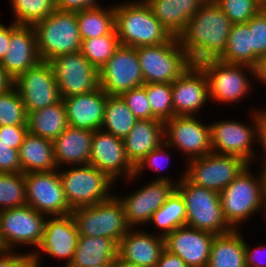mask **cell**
<instances>
[{
    "mask_svg": "<svg viewBox=\"0 0 266 267\" xmlns=\"http://www.w3.org/2000/svg\"><path fill=\"white\" fill-rule=\"evenodd\" d=\"M232 25L215 0H206L178 37L190 63L219 59L226 50Z\"/></svg>",
    "mask_w": 266,
    "mask_h": 267,
    "instance_id": "1",
    "label": "cell"
},
{
    "mask_svg": "<svg viewBox=\"0 0 266 267\" xmlns=\"http://www.w3.org/2000/svg\"><path fill=\"white\" fill-rule=\"evenodd\" d=\"M114 11L115 30L123 46L137 48L158 45L173 38L144 0L117 4Z\"/></svg>",
    "mask_w": 266,
    "mask_h": 267,
    "instance_id": "2",
    "label": "cell"
},
{
    "mask_svg": "<svg viewBox=\"0 0 266 267\" xmlns=\"http://www.w3.org/2000/svg\"><path fill=\"white\" fill-rule=\"evenodd\" d=\"M249 166L219 193L223 216L233 230L263 209L266 202V168L260 167L254 177Z\"/></svg>",
    "mask_w": 266,
    "mask_h": 267,
    "instance_id": "3",
    "label": "cell"
},
{
    "mask_svg": "<svg viewBox=\"0 0 266 267\" xmlns=\"http://www.w3.org/2000/svg\"><path fill=\"white\" fill-rule=\"evenodd\" d=\"M41 61L50 62L57 56L76 53L81 49L79 24L75 12L55 10L34 25Z\"/></svg>",
    "mask_w": 266,
    "mask_h": 267,
    "instance_id": "4",
    "label": "cell"
},
{
    "mask_svg": "<svg viewBox=\"0 0 266 267\" xmlns=\"http://www.w3.org/2000/svg\"><path fill=\"white\" fill-rule=\"evenodd\" d=\"M176 189L185 201L186 226L214 235L227 234L233 230L223 216L218 192L197 186L185 176Z\"/></svg>",
    "mask_w": 266,
    "mask_h": 267,
    "instance_id": "5",
    "label": "cell"
},
{
    "mask_svg": "<svg viewBox=\"0 0 266 267\" xmlns=\"http://www.w3.org/2000/svg\"><path fill=\"white\" fill-rule=\"evenodd\" d=\"M144 84L173 83L192 64L178 37L170 41L136 48Z\"/></svg>",
    "mask_w": 266,
    "mask_h": 267,
    "instance_id": "6",
    "label": "cell"
},
{
    "mask_svg": "<svg viewBox=\"0 0 266 267\" xmlns=\"http://www.w3.org/2000/svg\"><path fill=\"white\" fill-rule=\"evenodd\" d=\"M71 216L79 235L105 237L113 240L117 245L130 229L122 204L115 194L95 205L72 209Z\"/></svg>",
    "mask_w": 266,
    "mask_h": 267,
    "instance_id": "7",
    "label": "cell"
},
{
    "mask_svg": "<svg viewBox=\"0 0 266 267\" xmlns=\"http://www.w3.org/2000/svg\"><path fill=\"white\" fill-rule=\"evenodd\" d=\"M65 199L71 209L108 200L114 181L91 164L59 171Z\"/></svg>",
    "mask_w": 266,
    "mask_h": 267,
    "instance_id": "8",
    "label": "cell"
},
{
    "mask_svg": "<svg viewBox=\"0 0 266 267\" xmlns=\"http://www.w3.org/2000/svg\"><path fill=\"white\" fill-rule=\"evenodd\" d=\"M208 80L209 99L221 103H235L245 98L251 84L246 70L255 76L254 67L249 65L230 64L219 59L206 60L198 64ZM244 68V69H243ZM245 71V72H244Z\"/></svg>",
    "mask_w": 266,
    "mask_h": 267,
    "instance_id": "9",
    "label": "cell"
},
{
    "mask_svg": "<svg viewBox=\"0 0 266 267\" xmlns=\"http://www.w3.org/2000/svg\"><path fill=\"white\" fill-rule=\"evenodd\" d=\"M185 177L193 184L220 193L249 164L243 158L211 152L188 160Z\"/></svg>",
    "mask_w": 266,
    "mask_h": 267,
    "instance_id": "10",
    "label": "cell"
},
{
    "mask_svg": "<svg viewBox=\"0 0 266 267\" xmlns=\"http://www.w3.org/2000/svg\"><path fill=\"white\" fill-rule=\"evenodd\" d=\"M183 173L177 182L167 176L155 178L151 183L139 190L122 197L115 195L122 204L127 225L135 229L137 225L149 223L153 213L158 210L176 189V185L183 179Z\"/></svg>",
    "mask_w": 266,
    "mask_h": 267,
    "instance_id": "11",
    "label": "cell"
},
{
    "mask_svg": "<svg viewBox=\"0 0 266 267\" xmlns=\"http://www.w3.org/2000/svg\"><path fill=\"white\" fill-rule=\"evenodd\" d=\"M253 126L240 121L223 120L210 124L211 147L214 153L234 155L243 158L249 164L253 163L257 154L252 149L257 141V130L260 110L252 114Z\"/></svg>",
    "mask_w": 266,
    "mask_h": 267,
    "instance_id": "12",
    "label": "cell"
},
{
    "mask_svg": "<svg viewBox=\"0 0 266 267\" xmlns=\"http://www.w3.org/2000/svg\"><path fill=\"white\" fill-rule=\"evenodd\" d=\"M61 99L99 88V70L81 52L57 56L50 61Z\"/></svg>",
    "mask_w": 266,
    "mask_h": 267,
    "instance_id": "13",
    "label": "cell"
},
{
    "mask_svg": "<svg viewBox=\"0 0 266 267\" xmlns=\"http://www.w3.org/2000/svg\"><path fill=\"white\" fill-rule=\"evenodd\" d=\"M143 84L139 58L133 47L120 45L99 70V85L108 96H120Z\"/></svg>",
    "mask_w": 266,
    "mask_h": 267,
    "instance_id": "14",
    "label": "cell"
},
{
    "mask_svg": "<svg viewBox=\"0 0 266 267\" xmlns=\"http://www.w3.org/2000/svg\"><path fill=\"white\" fill-rule=\"evenodd\" d=\"M28 113L54 105L61 100L53 67L50 62L40 61L14 80L13 85Z\"/></svg>",
    "mask_w": 266,
    "mask_h": 267,
    "instance_id": "15",
    "label": "cell"
},
{
    "mask_svg": "<svg viewBox=\"0 0 266 267\" xmlns=\"http://www.w3.org/2000/svg\"><path fill=\"white\" fill-rule=\"evenodd\" d=\"M27 205L46 217L70 215L69 207L59 175V168L47 172L24 174Z\"/></svg>",
    "mask_w": 266,
    "mask_h": 267,
    "instance_id": "16",
    "label": "cell"
},
{
    "mask_svg": "<svg viewBox=\"0 0 266 267\" xmlns=\"http://www.w3.org/2000/svg\"><path fill=\"white\" fill-rule=\"evenodd\" d=\"M44 216L28 205L0 211V231L8 249L15 251L19 244L38 247L45 229Z\"/></svg>",
    "mask_w": 266,
    "mask_h": 267,
    "instance_id": "17",
    "label": "cell"
},
{
    "mask_svg": "<svg viewBox=\"0 0 266 267\" xmlns=\"http://www.w3.org/2000/svg\"><path fill=\"white\" fill-rule=\"evenodd\" d=\"M165 142L189 157V160L213 152L210 124L204 125L195 116H174L164 122Z\"/></svg>",
    "mask_w": 266,
    "mask_h": 267,
    "instance_id": "18",
    "label": "cell"
},
{
    "mask_svg": "<svg viewBox=\"0 0 266 267\" xmlns=\"http://www.w3.org/2000/svg\"><path fill=\"white\" fill-rule=\"evenodd\" d=\"M89 164L105 173L114 182L122 175L128 181L134 179V166L126 156L123 139L102 129L94 131Z\"/></svg>",
    "mask_w": 266,
    "mask_h": 267,
    "instance_id": "19",
    "label": "cell"
},
{
    "mask_svg": "<svg viewBox=\"0 0 266 267\" xmlns=\"http://www.w3.org/2000/svg\"><path fill=\"white\" fill-rule=\"evenodd\" d=\"M175 116H195L209 100L208 80L198 65H191L172 84Z\"/></svg>",
    "mask_w": 266,
    "mask_h": 267,
    "instance_id": "20",
    "label": "cell"
},
{
    "mask_svg": "<svg viewBox=\"0 0 266 267\" xmlns=\"http://www.w3.org/2000/svg\"><path fill=\"white\" fill-rule=\"evenodd\" d=\"M215 236L189 226L178 227L164 237L165 249L189 267H207Z\"/></svg>",
    "mask_w": 266,
    "mask_h": 267,
    "instance_id": "21",
    "label": "cell"
},
{
    "mask_svg": "<svg viewBox=\"0 0 266 267\" xmlns=\"http://www.w3.org/2000/svg\"><path fill=\"white\" fill-rule=\"evenodd\" d=\"M41 61L37 49V36L33 25L11 23L10 44L1 65L15 80Z\"/></svg>",
    "mask_w": 266,
    "mask_h": 267,
    "instance_id": "22",
    "label": "cell"
},
{
    "mask_svg": "<svg viewBox=\"0 0 266 267\" xmlns=\"http://www.w3.org/2000/svg\"><path fill=\"white\" fill-rule=\"evenodd\" d=\"M164 249L165 239L159 233L130 228L118 243L117 256L141 267H156Z\"/></svg>",
    "mask_w": 266,
    "mask_h": 267,
    "instance_id": "23",
    "label": "cell"
},
{
    "mask_svg": "<svg viewBox=\"0 0 266 267\" xmlns=\"http://www.w3.org/2000/svg\"><path fill=\"white\" fill-rule=\"evenodd\" d=\"M107 97L99 87L90 93L63 98L68 126L90 131L101 129Z\"/></svg>",
    "mask_w": 266,
    "mask_h": 267,
    "instance_id": "24",
    "label": "cell"
},
{
    "mask_svg": "<svg viewBox=\"0 0 266 267\" xmlns=\"http://www.w3.org/2000/svg\"><path fill=\"white\" fill-rule=\"evenodd\" d=\"M47 218L40 245L41 251L51 257L66 259L68 267L74 258L79 237L76 224L70 215Z\"/></svg>",
    "mask_w": 266,
    "mask_h": 267,
    "instance_id": "25",
    "label": "cell"
},
{
    "mask_svg": "<svg viewBox=\"0 0 266 267\" xmlns=\"http://www.w3.org/2000/svg\"><path fill=\"white\" fill-rule=\"evenodd\" d=\"M94 131L68 126L54 141L56 166L89 164Z\"/></svg>",
    "mask_w": 266,
    "mask_h": 267,
    "instance_id": "26",
    "label": "cell"
},
{
    "mask_svg": "<svg viewBox=\"0 0 266 267\" xmlns=\"http://www.w3.org/2000/svg\"><path fill=\"white\" fill-rule=\"evenodd\" d=\"M123 142L126 156L135 167L150 151L165 142L164 122L158 119L138 120Z\"/></svg>",
    "mask_w": 266,
    "mask_h": 267,
    "instance_id": "27",
    "label": "cell"
},
{
    "mask_svg": "<svg viewBox=\"0 0 266 267\" xmlns=\"http://www.w3.org/2000/svg\"><path fill=\"white\" fill-rule=\"evenodd\" d=\"M152 13L173 37H179L189 19L206 0H144Z\"/></svg>",
    "mask_w": 266,
    "mask_h": 267,
    "instance_id": "28",
    "label": "cell"
},
{
    "mask_svg": "<svg viewBox=\"0 0 266 267\" xmlns=\"http://www.w3.org/2000/svg\"><path fill=\"white\" fill-rule=\"evenodd\" d=\"M18 152L23 174L58 170L51 140L28 133Z\"/></svg>",
    "mask_w": 266,
    "mask_h": 267,
    "instance_id": "29",
    "label": "cell"
},
{
    "mask_svg": "<svg viewBox=\"0 0 266 267\" xmlns=\"http://www.w3.org/2000/svg\"><path fill=\"white\" fill-rule=\"evenodd\" d=\"M118 245L111 239L79 235L74 258L68 267H93L114 262Z\"/></svg>",
    "mask_w": 266,
    "mask_h": 267,
    "instance_id": "30",
    "label": "cell"
},
{
    "mask_svg": "<svg viewBox=\"0 0 266 267\" xmlns=\"http://www.w3.org/2000/svg\"><path fill=\"white\" fill-rule=\"evenodd\" d=\"M207 267H246L245 241L239 229L215 236Z\"/></svg>",
    "mask_w": 266,
    "mask_h": 267,
    "instance_id": "31",
    "label": "cell"
},
{
    "mask_svg": "<svg viewBox=\"0 0 266 267\" xmlns=\"http://www.w3.org/2000/svg\"><path fill=\"white\" fill-rule=\"evenodd\" d=\"M28 133L54 141L67 127V115L62 99L51 106L28 113Z\"/></svg>",
    "mask_w": 266,
    "mask_h": 267,
    "instance_id": "32",
    "label": "cell"
},
{
    "mask_svg": "<svg viewBox=\"0 0 266 267\" xmlns=\"http://www.w3.org/2000/svg\"><path fill=\"white\" fill-rule=\"evenodd\" d=\"M81 40L112 34L115 31L114 6H101L76 12Z\"/></svg>",
    "mask_w": 266,
    "mask_h": 267,
    "instance_id": "33",
    "label": "cell"
},
{
    "mask_svg": "<svg viewBox=\"0 0 266 267\" xmlns=\"http://www.w3.org/2000/svg\"><path fill=\"white\" fill-rule=\"evenodd\" d=\"M138 119L121 96H108L101 129L124 139Z\"/></svg>",
    "mask_w": 266,
    "mask_h": 267,
    "instance_id": "34",
    "label": "cell"
},
{
    "mask_svg": "<svg viewBox=\"0 0 266 267\" xmlns=\"http://www.w3.org/2000/svg\"><path fill=\"white\" fill-rule=\"evenodd\" d=\"M219 60L230 64L249 65L253 67L251 31L248 23H236L232 25L226 50Z\"/></svg>",
    "mask_w": 266,
    "mask_h": 267,
    "instance_id": "35",
    "label": "cell"
},
{
    "mask_svg": "<svg viewBox=\"0 0 266 267\" xmlns=\"http://www.w3.org/2000/svg\"><path fill=\"white\" fill-rule=\"evenodd\" d=\"M186 206L180 192L175 189L167 201L156 210L149 223L155 224L157 229L162 230L159 234L165 237L176 228L186 226Z\"/></svg>",
    "mask_w": 266,
    "mask_h": 267,
    "instance_id": "36",
    "label": "cell"
},
{
    "mask_svg": "<svg viewBox=\"0 0 266 267\" xmlns=\"http://www.w3.org/2000/svg\"><path fill=\"white\" fill-rule=\"evenodd\" d=\"M120 45L115 30L109 35L82 40L80 52L95 68L100 70Z\"/></svg>",
    "mask_w": 266,
    "mask_h": 267,
    "instance_id": "37",
    "label": "cell"
},
{
    "mask_svg": "<svg viewBox=\"0 0 266 267\" xmlns=\"http://www.w3.org/2000/svg\"><path fill=\"white\" fill-rule=\"evenodd\" d=\"M27 205L24 174L0 173V211Z\"/></svg>",
    "mask_w": 266,
    "mask_h": 267,
    "instance_id": "38",
    "label": "cell"
},
{
    "mask_svg": "<svg viewBox=\"0 0 266 267\" xmlns=\"http://www.w3.org/2000/svg\"><path fill=\"white\" fill-rule=\"evenodd\" d=\"M11 5L18 25H34L56 10V0H11Z\"/></svg>",
    "mask_w": 266,
    "mask_h": 267,
    "instance_id": "39",
    "label": "cell"
},
{
    "mask_svg": "<svg viewBox=\"0 0 266 267\" xmlns=\"http://www.w3.org/2000/svg\"><path fill=\"white\" fill-rule=\"evenodd\" d=\"M145 90L150 102L152 119L165 122L175 116L171 83H147Z\"/></svg>",
    "mask_w": 266,
    "mask_h": 267,
    "instance_id": "40",
    "label": "cell"
},
{
    "mask_svg": "<svg viewBox=\"0 0 266 267\" xmlns=\"http://www.w3.org/2000/svg\"><path fill=\"white\" fill-rule=\"evenodd\" d=\"M27 115L21 96L14 86L0 94V127L27 125Z\"/></svg>",
    "mask_w": 266,
    "mask_h": 267,
    "instance_id": "41",
    "label": "cell"
},
{
    "mask_svg": "<svg viewBox=\"0 0 266 267\" xmlns=\"http://www.w3.org/2000/svg\"><path fill=\"white\" fill-rule=\"evenodd\" d=\"M233 24L247 23L262 8L258 0H215Z\"/></svg>",
    "mask_w": 266,
    "mask_h": 267,
    "instance_id": "42",
    "label": "cell"
},
{
    "mask_svg": "<svg viewBox=\"0 0 266 267\" xmlns=\"http://www.w3.org/2000/svg\"><path fill=\"white\" fill-rule=\"evenodd\" d=\"M251 31V49L253 50V67L266 54V11L262 9L248 22Z\"/></svg>",
    "mask_w": 266,
    "mask_h": 267,
    "instance_id": "43",
    "label": "cell"
},
{
    "mask_svg": "<svg viewBox=\"0 0 266 267\" xmlns=\"http://www.w3.org/2000/svg\"><path fill=\"white\" fill-rule=\"evenodd\" d=\"M120 96L138 120L152 119V112L145 90V84L123 92Z\"/></svg>",
    "mask_w": 266,
    "mask_h": 267,
    "instance_id": "44",
    "label": "cell"
},
{
    "mask_svg": "<svg viewBox=\"0 0 266 267\" xmlns=\"http://www.w3.org/2000/svg\"><path fill=\"white\" fill-rule=\"evenodd\" d=\"M169 145L166 142H163L160 146L150 151L145 157H143L138 164L134 167V175L132 176L135 178L139 176L140 172L144 171L147 167L154 171L163 170V164L168 165L169 162V154L167 153L166 149H168ZM166 148V149H165ZM165 149V150H164ZM168 159V160H167ZM167 160L165 164L164 161ZM166 165V167H167Z\"/></svg>",
    "mask_w": 266,
    "mask_h": 267,
    "instance_id": "45",
    "label": "cell"
},
{
    "mask_svg": "<svg viewBox=\"0 0 266 267\" xmlns=\"http://www.w3.org/2000/svg\"><path fill=\"white\" fill-rule=\"evenodd\" d=\"M22 172L18 150L11 149L0 140V173Z\"/></svg>",
    "mask_w": 266,
    "mask_h": 267,
    "instance_id": "46",
    "label": "cell"
},
{
    "mask_svg": "<svg viewBox=\"0 0 266 267\" xmlns=\"http://www.w3.org/2000/svg\"><path fill=\"white\" fill-rule=\"evenodd\" d=\"M28 134L27 125H12L0 127V140L8 144V147L19 151L25 136Z\"/></svg>",
    "mask_w": 266,
    "mask_h": 267,
    "instance_id": "47",
    "label": "cell"
},
{
    "mask_svg": "<svg viewBox=\"0 0 266 267\" xmlns=\"http://www.w3.org/2000/svg\"><path fill=\"white\" fill-rule=\"evenodd\" d=\"M98 0H56V9L65 12H79L100 7Z\"/></svg>",
    "mask_w": 266,
    "mask_h": 267,
    "instance_id": "48",
    "label": "cell"
},
{
    "mask_svg": "<svg viewBox=\"0 0 266 267\" xmlns=\"http://www.w3.org/2000/svg\"><path fill=\"white\" fill-rule=\"evenodd\" d=\"M39 253L21 254L10 250V267H41Z\"/></svg>",
    "mask_w": 266,
    "mask_h": 267,
    "instance_id": "49",
    "label": "cell"
},
{
    "mask_svg": "<svg viewBox=\"0 0 266 267\" xmlns=\"http://www.w3.org/2000/svg\"><path fill=\"white\" fill-rule=\"evenodd\" d=\"M265 248L266 246L264 247L262 244V246L251 249L250 246H248V244L245 242L246 267H266V263L264 264V261L261 260L260 255H258L259 253H262Z\"/></svg>",
    "mask_w": 266,
    "mask_h": 267,
    "instance_id": "50",
    "label": "cell"
},
{
    "mask_svg": "<svg viewBox=\"0 0 266 267\" xmlns=\"http://www.w3.org/2000/svg\"><path fill=\"white\" fill-rule=\"evenodd\" d=\"M156 267H189L186 263L177 255L170 253L164 249L161 253L159 261Z\"/></svg>",
    "mask_w": 266,
    "mask_h": 267,
    "instance_id": "51",
    "label": "cell"
},
{
    "mask_svg": "<svg viewBox=\"0 0 266 267\" xmlns=\"http://www.w3.org/2000/svg\"><path fill=\"white\" fill-rule=\"evenodd\" d=\"M260 140V141H259ZM257 143L261 144L262 149L265 150L264 161H262V166L266 168V110L261 109L260 119L257 130Z\"/></svg>",
    "mask_w": 266,
    "mask_h": 267,
    "instance_id": "52",
    "label": "cell"
},
{
    "mask_svg": "<svg viewBox=\"0 0 266 267\" xmlns=\"http://www.w3.org/2000/svg\"><path fill=\"white\" fill-rule=\"evenodd\" d=\"M11 36V25L8 27L0 23V62L8 50Z\"/></svg>",
    "mask_w": 266,
    "mask_h": 267,
    "instance_id": "53",
    "label": "cell"
},
{
    "mask_svg": "<svg viewBox=\"0 0 266 267\" xmlns=\"http://www.w3.org/2000/svg\"><path fill=\"white\" fill-rule=\"evenodd\" d=\"M14 85V80L7 74L0 62V94L7 92Z\"/></svg>",
    "mask_w": 266,
    "mask_h": 267,
    "instance_id": "54",
    "label": "cell"
},
{
    "mask_svg": "<svg viewBox=\"0 0 266 267\" xmlns=\"http://www.w3.org/2000/svg\"><path fill=\"white\" fill-rule=\"evenodd\" d=\"M255 76L254 78L261 81L264 85L266 84V54L262 56L256 66L254 67Z\"/></svg>",
    "mask_w": 266,
    "mask_h": 267,
    "instance_id": "55",
    "label": "cell"
},
{
    "mask_svg": "<svg viewBox=\"0 0 266 267\" xmlns=\"http://www.w3.org/2000/svg\"><path fill=\"white\" fill-rule=\"evenodd\" d=\"M0 267H10V250L0 255Z\"/></svg>",
    "mask_w": 266,
    "mask_h": 267,
    "instance_id": "56",
    "label": "cell"
},
{
    "mask_svg": "<svg viewBox=\"0 0 266 267\" xmlns=\"http://www.w3.org/2000/svg\"><path fill=\"white\" fill-rule=\"evenodd\" d=\"M114 267H141L136 264L128 263L122 259H120L118 256L116 257L114 261Z\"/></svg>",
    "mask_w": 266,
    "mask_h": 267,
    "instance_id": "57",
    "label": "cell"
},
{
    "mask_svg": "<svg viewBox=\"0 0 266 267\" xmlns=\"http://www.w3.org/2000/svg\"><path fill=\"white\" fill-rule=\"evenodd\" d=\"M8 251H9V249L6 246V244H5V242H4L3 238H2L1 231H0V255L6 253Z\"/></svg>",
    "mask_w": 266,
    "mask_h": 267,
    "instance_id": "58",
    "label": "cell"
},
{
    "mask_svg": "<svg viewBox=\"0 0 266 267\" xmlns=\"http://www.w3.org/2000/svg\"><path fill=\"white\" fill-rule=\"evenodd\" d=\"M258 3L262 9L266 8V0H258Z\"/></svg>",
    "mask_w": 266,
    "mask_h": 267,
    "instance_id": "59",
    "label": "cell"
},
{
    "mask_svg": "<svg viewBox=\"0 0 266 267\" xmlns=\"http://www.w3.org/2000/svg\"><path fill=\"white\" fill-rule=\"evenodd\" d=\"M93 267H114V262H111L109 264L100 265V266H93Z\"/></svg>",
    "mask_w": 266,
    "mask_h": 267,
    "instance_id": "60",
    "label": "cell"
},
{
    "mask_svg": "<svg viewBox=\"0 0 266 267\" xmlns=\"http://www.w3.org/2000/svg\"><path fill=\"white\" fill-rule=\"evenodd\" d=\"M263 209L265 210L264 212V215H266V202H265V205H264V207H263ZM266 217V216H265Z\"/></svg>",
    "mask_w": 266,
    "mask_h": 267,
    "instance_id": "61",
    "label": "cell"
}]
</instances>
